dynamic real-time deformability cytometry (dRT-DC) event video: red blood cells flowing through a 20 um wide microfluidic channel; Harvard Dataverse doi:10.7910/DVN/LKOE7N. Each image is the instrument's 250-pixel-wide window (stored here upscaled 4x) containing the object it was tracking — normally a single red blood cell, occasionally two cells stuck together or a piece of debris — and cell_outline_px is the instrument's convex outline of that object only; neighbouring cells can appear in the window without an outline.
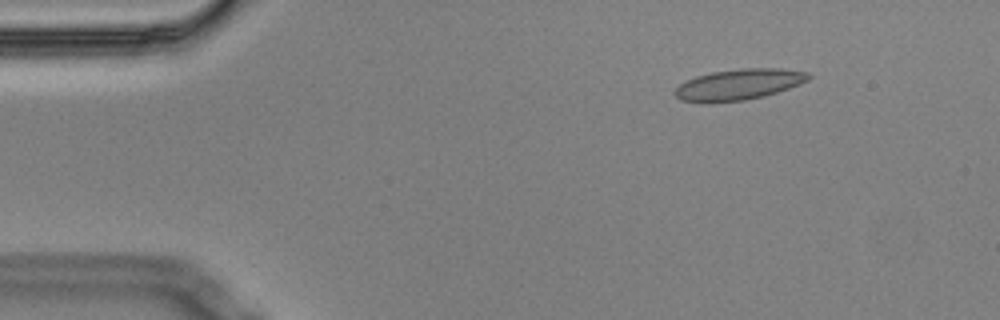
{"species": "Egyptian fruit bat (a non-hibernating species)", "species_latin": "Rousettus aegyptiacus", "temperature_condition": "cold", "stored_images_in_passage": 11, "camera_frame_rate_fps": 3000, "um_per_image_px": 0.085, "animal": {"sex": "male"}, "frame": {"image": 1, "passage_image": 2, "time_ms": 0.333, "image_size_px": [1000, 320], "cell_outline_px": [[812, 76], [808, 80], [800, 84], [764, 96], [744, 100], [680, 100], [672, 92], [680, 84], [696, 76], [712, 72], [740, 68], [780, 68], [808, 72]], "centroid_in_image_um": [62.86, 7.13], "position_along_channel_um": 22.1, "area_um2": 23.35}}
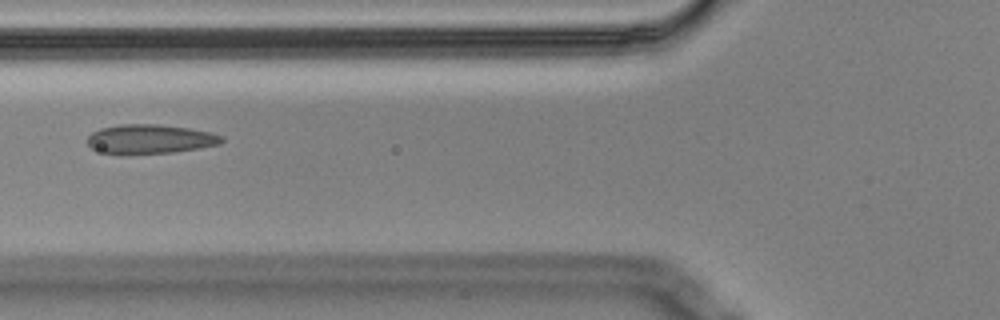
{"frame": {"image": 2, "passage_image": 5, "time_ms": 1.333, "image_size_px": [1000, 320], "cell_outline_px": [[224, 140], [220, 144], [200, 148], [172, 152], [128, 156], [116, 156], [92, 148], [88, 144], [88, 136], [92, 132], [100, 128], [120, 124], [156, 124], [188, 128], [208, 132], [224, 136]], "centroid_in_image_um": [12.71, 11.85], "position_along_channel_um": 113.1, "area_um2": 23.35}}
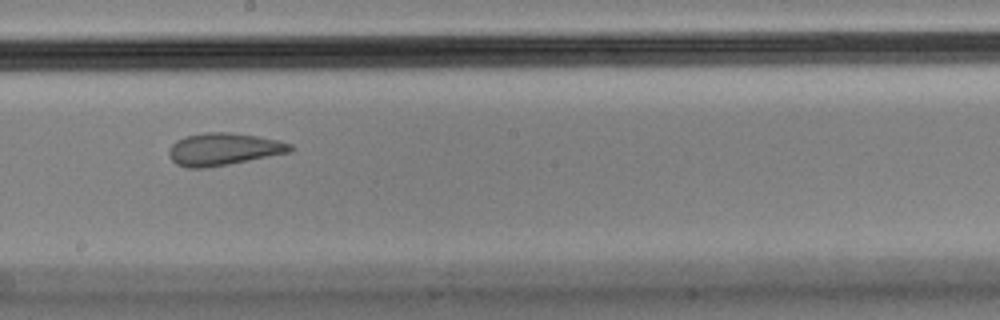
{"frame": {"image": 3, "passage_image": 8, "time_ms": 2.333, "image_size_px": [1000, 320], "cell_outline_px": [[296, 148], [292, 152], [208, 168], [188, 168], [176, 164], [168, 156], [168, 148], [176, 140], [184, 136], [204, 132], [228, 132], [256, 136], [280, 140], [292, 144]], "centroid_in_image_um": [19.0, 12.68], "position_along_channel_um": 229.2, "area_um2": 23.24}}